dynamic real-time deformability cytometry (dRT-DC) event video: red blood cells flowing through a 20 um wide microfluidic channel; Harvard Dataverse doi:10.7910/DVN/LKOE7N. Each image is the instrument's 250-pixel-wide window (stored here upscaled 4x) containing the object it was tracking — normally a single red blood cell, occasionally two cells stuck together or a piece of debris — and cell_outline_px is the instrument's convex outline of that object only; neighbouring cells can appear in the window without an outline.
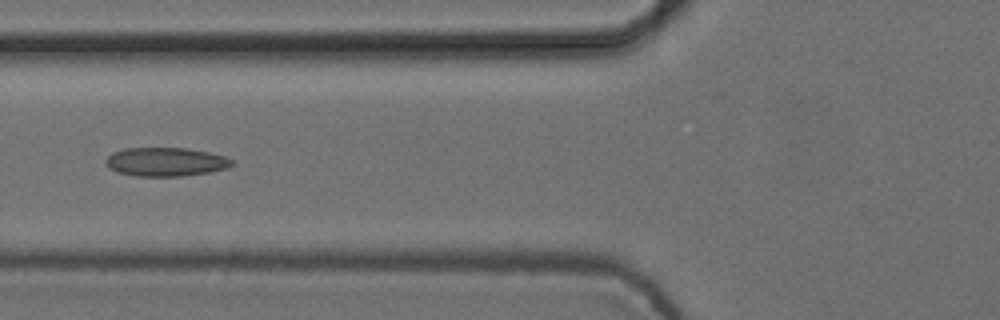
{"species": "common noctule bat (a hibernating species)", "species_latin": "Nyctalus noctula", "temperature_condition": "cold", "stored_images_in_passage": 6, "camera_frame_rate_fps": 3000, "um_per_image_px": 0.085, "animal": {"sex": "female", "body_mass_g": 24.6, "forearm_length_mm": 56.2}, "frame": {"image": 1, "passage_image": 6, "time_ms": 1.667, "image_size_px": [1000, 320], "cell_outline_px": [[232, 164], [228, 168], [208, 172], [180, 176], [136, 176], [120, 172], [108, 168], [104, 164], [104, 160], [112, 152], [124, 148], [188, 148], [208, 152], [224, 156], [232, 160]], "centroid_in_image_um": [14.04, 13.75], "position_along_channel_um": 111.8, "area_um2": 21.1}}